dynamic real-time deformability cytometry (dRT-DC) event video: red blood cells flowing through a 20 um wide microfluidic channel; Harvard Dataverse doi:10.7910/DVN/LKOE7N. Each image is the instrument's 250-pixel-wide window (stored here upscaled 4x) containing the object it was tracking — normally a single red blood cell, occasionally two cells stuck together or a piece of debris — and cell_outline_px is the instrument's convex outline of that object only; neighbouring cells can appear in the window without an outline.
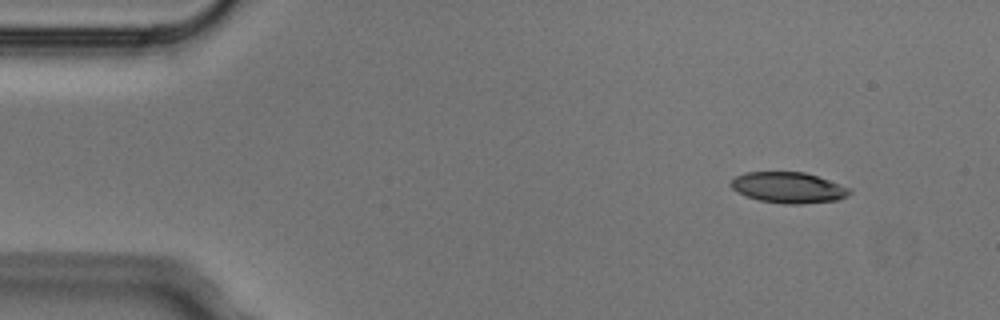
{"species": "Egyptian fruit bat (a non-hibernating species)", "species_latin": "Rousettus aegyptiacus", "temperature_condition": "cold", "stored_images_in_passage": 4, "camera_frame_rate_fps": 3000, "um_per_image_px": 0.085, "animal": {"sex": "male"}, "frame": {"image": 1, "passage_image": 1, "time_ms": 0.0, "image_size_px": [1000, 320], "cell_outline_px": [[852, 192], [848, 196], [836, 200], [800, 204], [784, 204], [760, 200], [748, 196], [732, 188], [728, 184], [736, 176], [744, 172], [804, 172], [852, 188]], "centroid_in_image_um": [67.04, 15.94], "position_along_channel_um": 18.0, "area_um2": 21.21}}
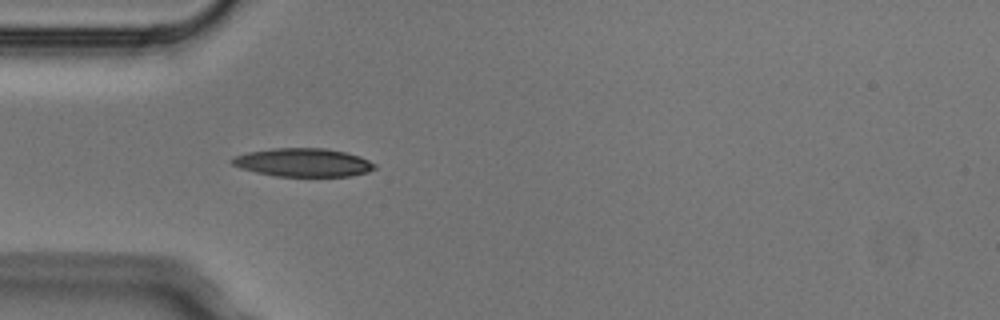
{"frame": {"image": 2, "passage_image": 4, "time_ms": 1.0, "image_size_px": [1000, 320], "cell_outline_px": [[376, 168], [368, 172], [352, 176], [276, 176], [256, 172], [240, 168], [232, 164], [228, 160], [236, 156], [248, 152], [272, 148], [324, 148], [344, 152], [360, 156], [376, 164]], "centroid_in_image_um": [25.77, 13.81], "position_along_channel_um": 59.2, "area_um2": 23.58}}